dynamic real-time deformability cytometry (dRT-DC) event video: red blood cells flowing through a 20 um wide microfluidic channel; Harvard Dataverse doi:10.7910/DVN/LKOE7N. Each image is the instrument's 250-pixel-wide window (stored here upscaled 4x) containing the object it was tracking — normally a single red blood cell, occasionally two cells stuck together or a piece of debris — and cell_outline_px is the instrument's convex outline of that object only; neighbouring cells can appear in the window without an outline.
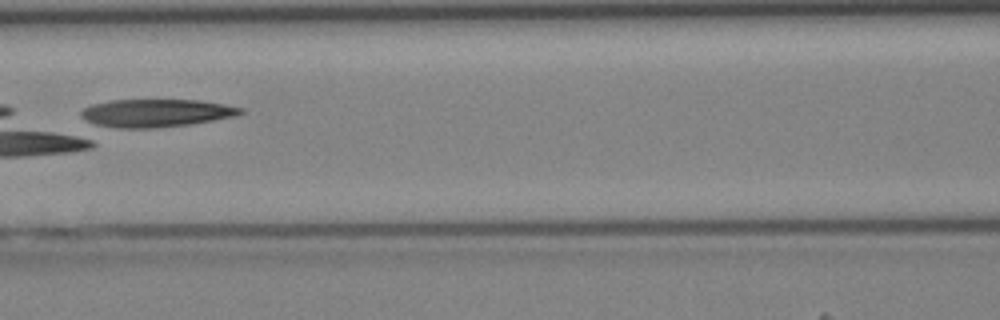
{"species": "Egyptian fruit bat (a non-hibernating species)", "species_latin": "Rousettus aegyptiacus", "temperature_condition": "cold", "stored_images_in_passage": 30, "camera_frame_rate_fps": 3000, "um_per_image_px": 0.085, "animal": {"sex": "female"}, "frame": {"image": 1, "passage_image": 9, "time_ms": 2.667, "image_size_px": [1000, 320], "cell_outline_px": [[244, 112], [236, 116], [192, 124], [156, 128], [96, 128], [80, 116], [80, 112], [84, 108], [92, 104], [112, 100], [200, 100], [224, 104], [244, 108]], "centroid_in_image_um": [13.21, 9.63], "position_along_channel_um": 153.4, "area_um2": 26.47}}